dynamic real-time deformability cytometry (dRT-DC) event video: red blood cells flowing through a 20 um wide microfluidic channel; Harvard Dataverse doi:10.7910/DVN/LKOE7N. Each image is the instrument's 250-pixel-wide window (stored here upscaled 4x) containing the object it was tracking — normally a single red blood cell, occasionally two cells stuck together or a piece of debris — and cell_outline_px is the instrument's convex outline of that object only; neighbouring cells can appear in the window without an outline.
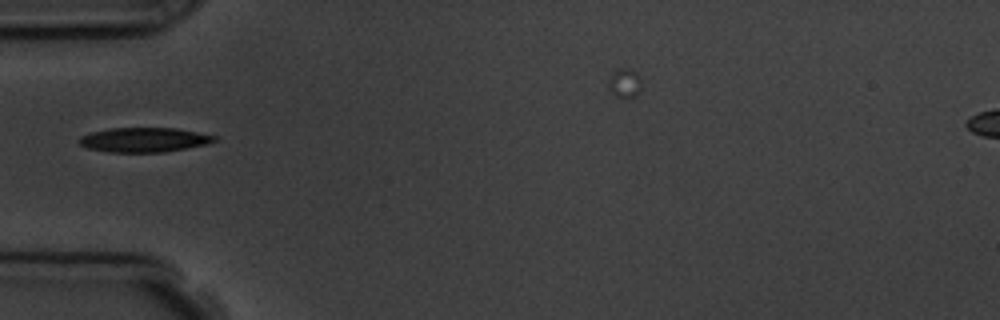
{"species": "common noctule bat (a hibernating species)", "species_latin": "Nyctalus noctula", "temperature_condition": "room temperature", "stored_images_in_passage": 3, "camera_frame_rate_fps": 3000, "um_per_image_px": 0.085, "animal": {"sex": "male", "body_mass_g": 19.5, "forearm_length_mm": 54.6}, "frame": {"image": 1, "passage_image": 1, "time_ms": 0.0, "image_size_px": [1000, 320], "cell_outline_px": [[216, 140], [208, 144], [164, 152], [108, 152], [88, 148], [80, 144], [76, 140], [80, 136], [92, 132], [112, 128], [176, 128], [216, 136]], "centroid_in_image_um": [12.22, 11.88], "position_along_channel_um": 72.8, "area_um2": 19.25}}